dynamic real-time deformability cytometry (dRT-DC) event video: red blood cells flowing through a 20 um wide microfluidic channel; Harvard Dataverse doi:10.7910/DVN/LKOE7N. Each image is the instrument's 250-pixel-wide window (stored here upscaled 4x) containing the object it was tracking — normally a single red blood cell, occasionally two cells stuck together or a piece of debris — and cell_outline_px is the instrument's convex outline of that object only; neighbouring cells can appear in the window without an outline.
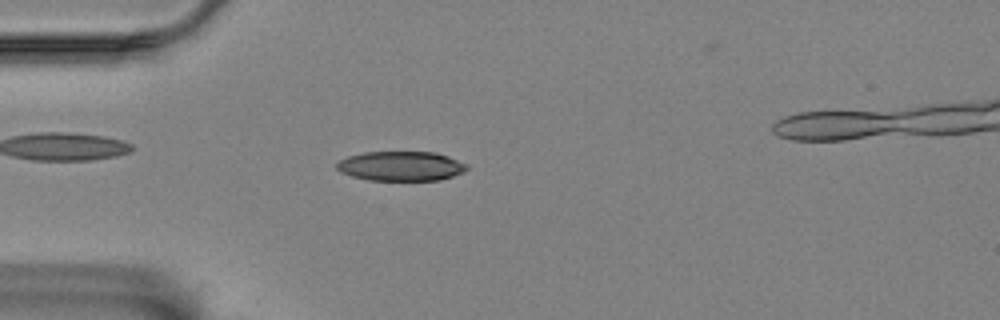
{"species": "Egyptian fruit bat (a non-hibernating species)", "species_latin": "Rousettus aegyptiacus", "temperature_condition": "room temperature", "stored_images_in_passage": 47, "camera_frame_rate_fps": 3000, "um_per_image_px": 0.085, "animal": {"sex": "female"}, "frame": {"image": 1, "passage_image": 7, "time_ms": 2.0, "image_size_px": [1000, 320], "cell_outline_px": [[468, 168], [464, 172], [440, 180], [368, 180], [352, 176], [340, 172], [336, 168], [336, 164], [340, 160], [348, 156], [364, 152], [436, 152], [448, 156], [468, 164]], "centroid_in_image_um": [34.09, 14.11], "position_along_channel_um": 50.9, "area_um2": 22.48}}
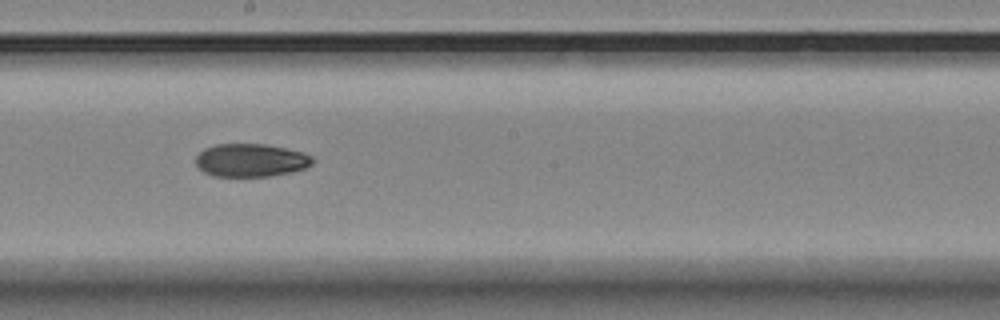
{"frame": {"image": 2, "passage_image": 23, "time_ms": 7.333, "image_size_px": [1000, 320], "cell_outline_px": [[316, 160], [312, 164], [304, 168], [292, 172], [268, 176], [212, 176], [204, 172], [196, 164], [196, 156], [204, 148], [216, 144], [264, 144], [284, 148], [300, 152], [312, 156]], "centroid_in_image_um": [21.31, 13.62], "position_along_channel_um": 226.9, "area_um2": 22.43}}
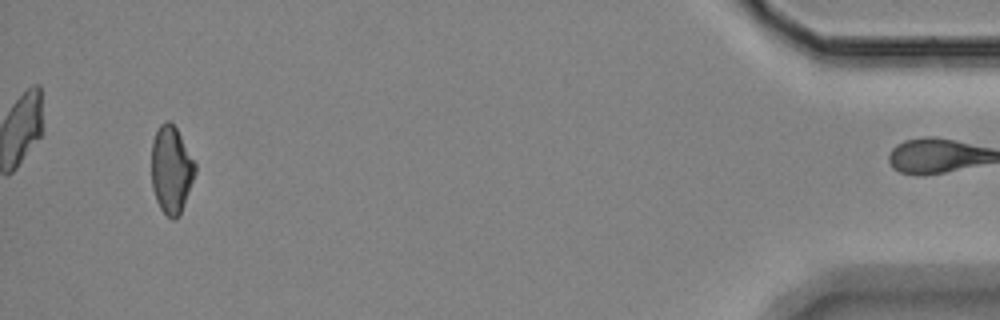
{"frame": {"image": 3, "passage_image": 46, "time_ms": 15.0, "image_size_px": [1000, 320], "cell_outline_px": [[196, 172], [180, 216], [176, 220], [172, 220], [160, 208], [156, 200], [152, 188], [152, 140], [160, 124], [164, 120], [168, 120], [176, 128], [196, 164]], "centroid_in_image_um": [14.56, 14.45], "position_along_channel_um": 420.6, "area_um2": 22.25}, "authors_computed_cell_mechanics": {"area_um2": 23.0622, "velocity_mm_per_s": 3.4794, "shape_relaxation_time_tau1_ms": 8.5139, "shape_relaxation_time_tau2_ms": 7.4715, "deformation_change_tau1": 0.197, "deformation_change_tau2": 0.1094}}